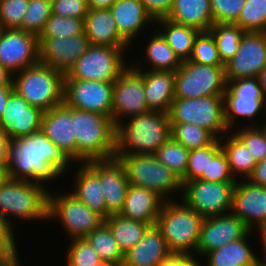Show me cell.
Returning <instances> with one entry per match:
<instances>
[{"label":"cell","instance_id":"obj_33","mask_svg":"<svg viewBox=\"0 0 266 266\" xmlns=\"http://www.w3.org/2000/svg\"><path fill=\"white\" fill-rule=\"evenodd\" d=\"M230 133L219 139L221 149L227 157L234 179L238 181V177H241L248 180L253 174L257 162L244 143L232 131Z\"/></svg>","mask_w":266,"mask_h":266},{"label":"cell","instance_id":"obj_20","mask_svg":"<svg viewBox=\"0 0 266 266\" xmlns=\"http://www.w3.org/2000/svg\"><path fill=\"white\" fill-rule=\"evenodd\" d=\"M43 111L29 105L15 90L9 95L5 111L0 118V130L11 141L41 130Z\"/></svg>","mask_w":266,"mask_h":266},{"label":"cell","instance_id":"obj_1","mask_svg":"<svg viewBox=\"0 0 266 266\" xmlns=\"http://www.w3.org/2000/svg\"><path fill=\"white\" fill-rule=\"evenodd\" d=\"M71 164V165H70ZM73 163L42 130L11 141L7 171L12 179L31 180L42 185L66 175ZM60 176V177H59Z\"/></svg>","mask_w":266,"mask_h":266},{"label":"cell","instance_id":"obj_24","mask_svg":"<svg viewBox=\"0 0 266 266\" xmlns=\"http://www.w3.org/2000/svg\"><path fill=\"white\" fill-rule=\"evenodd\" d=\"M131 64L143 77V85L147 107L151 111L169 113L175 99V72L145 70L141 62ZM142 65V66H141ZM142 67V68H141Z\"/></svg>","mask_w":266,"mask_h":266},{"label":"cell","instance_id":"obj_2","mask_svg":"<svg viewBox=\"0 0 266 266\" xmlns=\"http://www.w3.org/2000/svg\"><path fill=\"white\" fill-rule=\"evenodd\" d=\"M126 120L116 125L115 154H154L171 137L168 113L150 110Z\"/></svg>","mask_w":266,"mask_h":266},{"label":"cell","instance_id":"obj_28","mask_svg":"<svg viewBox=\"0 0 266 266\" xmlns=\"http://www.w3.org/2000/svg\"><path fill=\"white\" fill-rule=\"evenodd\" d=\"M171 252L161 231L151 226L143 238L124 254L123 266H159Z\"/></svg>","mask_w":266,"mask_h":266},{"label":"cell","instance_id":"obj_30","mask_svg":"<svg viewBox=\"0 0 266 266\" xmlns=\"http://www.w3.org/2000/svg\"><path fill=\"white\" fill-rule=\"evenodd\" d=\"M166 18L200 32L209 31L214 24L210 0H175Z\"/></svg>","mask_w":266,"mask_h":266},{"label":"cell","instance_id":"obj_32","mask_svg":"<svg viewBox=\"0 0 266 266\" xmlns=\"http://www.w3.org/2000/svg\"><path fill=\"white\" fill-rule=\"evenodd\" d=\"M155 23L160 26L159 28L163 29L157 28L155 30L162 35L179 60L181 62L189 60L195 39L200 31L189 26L174 23L167 18L157 19Z\"/></svg>","mask_w":266,"mask_h":266},{"label":"cell","instance_id":"obj_13","mask_svg":"<svg viewBox=\"0 0 266 266\" xmlns=\"http://www.w3.org/2000/svg\"><path fill=\"white\" fill-rule=\"evenodd\" d=\"M236 182H211L200 179L182 185L180 198L203 218L231 212L232 191Z\"/></svg>","mask_w":266,"mask_h":266},{"label":"cell","instance_id":"obj_11","mask_svg":"<svg viewBox=\"0 0 266 266\" xmlns=\"http://www.w3.org/2000/svg\"><path fill=\"white\" fill-rule=\"evenodd\" d=\"M227 87L224 66L182 61L175 71V98L224 95Z\"/></svg>","mask_w":266,"mask_h":266},{"label":"cell","instance_id":"obj_63","mask_svg":"<svg viewBox=\"0 0 266 266\" xmlns=\"http://www.w3.org/2000/svg\"><path fill=\"white\" fill-rule=\"evenodd\" d=\"M251 266H266V259L265 258H261L258 259L253 265Z\"/></svg>","mask_w":266,"mask_h":266},{"label":"cell","instance_id":"obj_52","mask_svg":"<svg viewBox=\"0 0 266 266\" xmlns=\"http://www.w3.org/2000/svg\"><path fill=\"white\" fill-rule=\"evenodd\" d=\"M154 20L166 18L175 0H140Z\"/></svg>","mask_w":266,"mask_h":266},{"label":"cell","instance_id":"obj_49","mask_svg":"<svg viewBox=\"0 0 266 266\" xmlns=\"http://www.w3.org/2000/svg\"><path fill=\"white\" fill-rule=\"evenodd\" d=\"M207 166L208 146L189 150L188 165L185 171V182L199 179L202 174H207Z\"/></svg>","mask_w":266,"mask_h":266},{"label":"cell","instance_id":"obj_43","mask_svg":"<svg viewBox=\"0 0 266 266\" xmlns=\"http://www.w3.org/2000/svg\"><path fill=\"white\" fill-rule=\"evenodd\" d=\"M84 33L83 19L51 14L38 38H68Z\"/></svg>","mask_w":266,"mask_h":266},{"label":"cell","instance_id":"obj_40","mask_svg":"<svg viewBox=\"0 0 266 266\" xmlns=\"http://www.w3.org/2000/svg\"><path fill=\"white\" fill-rule=\"evenodd\" d=\"M199 179L211 182H237L231 173L227 157L221 149L219 139H216L208 146L207 174H202Z\"/></svg>","mask_w":266,"mask_h":266},{"label":"cell","instance_id":"obj_26","mask_svg":"<svg viewBox=\"0 0 266 266\" xmlns=\"http://www.w3.org/2000/svg\"><path fill=\"white\" fill-rule=\"evenodd\" d=\"M164 200L154 191L129 184L122 217L156 225Z\"/></svg>","mask_w":266,"mask_h":266},{"label":"cell","instance_id":"obj_47","mask_svg":"<svg viewBox=\"0 0 266 266\" xmlns=\"http://www.w3.org/2000/svg\"><path fill=\"white\" fill-rule=\"evenodd\" d=\"M29 0H0V23L5 29H19Z\"/></svg>","mask_w":266,"mask_h":266},{"label":"cell","instance_id":"obj_27","mask_svg":"<svg viewBox=\"0 0 266 266\" xmlns=\"http://www.w3.org/2000/svg\"><path fill=\"white\" fill-rule=\"evenodd\" d=\"M83 28L91 45L131 47L119 35L110 9H89L83 20Z\"/></svg>","mask_w":266,"mask_h":266},{"label":"cell","instance_id":"obj_16","mask_svg":"<svg viewBox=\"0 0 266 266\" xmlns=\"http://www.w3.org/2000/svg\"><path fill=\"white\" fill-rule=\"evenodd\" d=\"M266 67V32H245L235 55L224 65L226 81L258 77Z\"/></svg>","mask_w":266,"mask_h":266},{"label":"cell","instance_id":"obj_68","mask_svg":"<svg viewBox=\"0 0 266 266\" xmlns=\"http://www.w3.org/2000/svg\"><path fill=\"white\" fill-rule=\"evenodd\" d=\"M0 221H6L2 216H0Z\"/></svg>","mask_w":266,"mask_h":266},{"label":"cell","instance_id":"obj_46","mask_svg":"<svg viewBox=\"0 0 266 266\" xmlns=\"http://www.w3.org/2000/svg\"><path fill=\"white\" fill-rule=\"evenodd\" d=\"M66 253L67 266H96L102 262L98 253L85 238L70 239Z\"/></svg>","mask_w":266,"mask_h":266},{"label":"cell","instance_id":"obj_23","mask_svg":"<svg viewBox=\"0 0 266 266\" xmlns=\"http://www.w3.org/2000/svg\"><path fill=\"white\" fill-rule=\"evenodd\" d=\"M248 231L245 224L231 212L204 218L196 254L203 257L210 251L242 238Z\"/></svg>","mask_w":266,"mask_h":266},{"label":"cell","instance_id":"obj_14","mask_svg":"<svg viewBox=\"0 0 266 266\" xmlns=\"http://www.w3.org/2000/svg\"><path fill=\"white\" fill-rule=\"evenodd\" d=\"M111 119L116 126L123 119L150 111L147 107L143 77L130 64L113 84Z\"/></svg>","mask_w":266,"mask_h":266},{"label":"cell","instance_id":"obj_17","mask_svg":"<svg viewBox=\"0 0 266 266\" xmlns=\"http://www.w3.org/2000/svg\"><path fill=\"white\" fill-rule=\"evenodd\" d=\"M39 62L38 37L20 29H6L0 39V65L12 75Z\"/></svg>","mask_w":266,"mask_h":266},{"label":"cell","instance_id":"obj_18","mask_svg":"<svg viewBox=\"0 0 266 266\" xmlns=\"http://www.w3.org/2000/svg\"><path fill=\"white\" fill-rule=\"evenodd\" d=\"M243 181L238 180L233 187L231 213L249 230H260L266 224V187L249 179Z\"/></svg>","mask_w":266,"mask_h":266},{"label":"cell","instance_id":"obj_4","mask_svg":"<svg viewBox=\"0 0 266 266\" xmlns=\"http://www.w3.org/2000/svg\"><path fill=\"white\" fill-rule=\"evenodd\" d=\"M175 201H164L156 227L161 231L171 253L197 256L199 234L204 218L183 200L179 203Z\"/></svg>","mask_w":266,"mask_h":266},{"label":"cell","instance_id":"obj_36","mask_svg":"<svg viewBox=\"0 0 266 266\" xmlns=\"http://www.w3.org/2000/svg\"><path fill=\"white\" fill-rule=\"evenodd\" d=\"M85 239L98 253L102 262L123 266L124 254L114 239L111 230L104 222L89 233Z\"/></svg>","mask_w":266,"mask_h":266},{"label":"cell","instance_id":"obj_50","mask_svg":"<svg viewBox=\"0 0 266 266\" xmlns=\"http://www.w3.org/2000/svg\"><path fill=\"white\" fill-rule=\"evenodd\" d=\"M52 14L83 19L88 13L87 0H51Z\"/></svg>","mask_w":266,"mask_h":266},{"label":"cell","instance_id":"obj_67","mask_svg":"<svg viewBox=\"0 0 266 266\" xmlns=\"http://www.w3.org/2000/svg\"><path fill=\"white\" fill-rule=\"evenodd\" d=\"M5 30H6L5 27L0 23V39H1Z\"/></svg>","mask_w":266,"mask_h":266},{"label":"cell","instance_id":"obj_34","mask_svg":"<svg viewBox=\"0 0 266 266\" xmlns=\"http://www.w3.org/2000/svg\"><path fill=\"white\" fill-rule=\"evenodd\" d=\"M104 223L111 230L123 254L134 247L152 226L143 221L124 218L120 214L110 215L104 219Z\"/></svg>","mask_w":266,"mask_h":266},{"label":"cell","instance_id":"obj_7","mask_svg":"<svg viewBox=\"0 0 266 266\" xmlns=\"http://www.w3.org/2000/svg\"><path fill=\"white\" fill-rule=\"evenodd\" d=\"M114 157L123 164L129 184L152 190L164 201L172 200L176 191L182 192L181 179L154 154H115Z\"/></svg>","mask_w":266,"mask_h":266},{"label":"cell","instance_id":"obj_8","mask_svg":"<svg viewBox=\"0 0 266 266\" xmlns=\"http://www.w3.org/2000/svg\"><path fill=\"white\" fill-rule=\"evenodd\" d=\"M223 96L175 98L168 113L169 121L194 124L209 131L216 139H220L230 133L224 119Z\"/></svg>","mask_w":266,"mask_h":266},{"label":"cell","instance_id":"obj_29","mask_svg":"<svg viewBox=\"0 0 266 266\" xmlns=\"http://www.w3.org/2000/svg\"><path fill=\"white\" fill-rule=\"evenodd\" d=\"M80 167V168H79ZM75 172L70 191L81 202L106 219V204L99 176L86 164L81 163Z\"/></svg>","mask_w":266,"mask_h":266},{"label":"cell","instance_id":"obj_38","mask_svg":"<svg viewBox=\"0 0 266 266\" xmlns=\"http://www.w3.org/2000/svg\"><path fill=\"white\" fill-rule=\"evenodd\" d=\"M189 150L169 137L154 153L155 157L185 183Z\"/></svg>","mask_w":266,"mask_h":266},{"label":"cell","instance_id":"obj_57","mask_svg":"<svg viewBox=\"0 0 266 266\" xmlns=\"http://www.w3.org/2000/svg\"><path fill=\"white\" fill-rule=\"evenodd\" d=\"M116 0H87L89 9H109Z\"/></svg>","mask_w":266,"mask_h":266},{"label":"cell","instance_id":"obj_51","mask_svg":"<svg viewBox=\"0 0 266 266\" xmlns=\"http://www.w3.org/2000/svg\"><path fill=\"white\" fill-rule=\"evenodd\" d=\"M13 228L6 222L0 221V251L6 254H18Z\"/></svg>","mask_w":266,"mask_h":266},{"label":"cell","instance_id":"obj_31","mask_svg":"<svg viewBox=\"0 0 266 266\" xmlns=\"http://www.w3.org/2000/svg\"><path fill=\"white\" fill-rule=\"evenodd\" d=\"M249 230L242 238L206 253V266H251L259 257L249 245ZM248 240V241H247Z\"/></svg>","mask_w":266,"mask_h":266},{"label":"cell","instance_id":"obj_22","mask_svg":"<svg viewBox=\"0 0 266 266\" xmlns=\"http://www.w3.org/2000/svg\"><path fill=\"white\" fill-rule=\"evenodd\" d=\"M41 130L72 163L77 162L74 108L62 103L48 111H44Z\"/></svg>","mask_w":266,"mask_h":266},{"label":"cell","instance_id":"obj_39","mask_svg":"<svg viewBox=\"0 0 266 266\" xmlns=\"http://www.w3.org/2000/svg\"><path fill=\"white\" fill-rule=\"evenodd\" d=\"M171 137L188 150L211 145L216 138L207 130L194 124L171 123Z\"/></svg>","mask_w":266,"mask_h":266},{"label":"cell","instance_id":"obj_25","mask_svg":"<svg viewBox=\"0 0 266 266\" xmlns=\"http://www.w3.org/2000/svg\"><path fill=\"white\" fill-rule=\"evenodd\" d=\"M109 9L115 19L119 35L130 46L142 30L147 29L148 24L155 25V20L140 0H116Z\"/></svg>","mask_w":266,"mask_h":266},{"label":"cell","instance_id":"obj_9","mask_svg":"<svg viewBox=\"0 0 266 266\" xmlns=\"http://www.w3.org/2000/svg\"><path fill=\"white\" fill-rule=\"evenodd\" d=\"M128 48L90 45L64 76V80L115 82L128 67L124 61Z\"/></svg>","mask_w":266,"mask_h":266},{"label":"cell","instance_id":"obj_58","mask_svg":"<svg viewBox=\"0 0 266 266\" xmlns=\"http://www.w3.org/2000/svg\"><path fill=\"white\" fill-rule=\"evenodd\" d=\"M0 85H13L12 74L0 65Z\"/></svg>","mask_w":266,"mask_h":266},{"label":"cell","instance_id":"obj_5","mask_svg":"<svg viewBox=\"0 0 266 266\" xmlns=\"http://www.w3.org/2000/svg\"><path fill=\"white\" fill-rule=\"evenodd\" d=\"M74 128L78 164L115 156L116 126L111 117L74 109Z\"/></svg>","mask_w":266,"mask_h":266},{"label":"cell","instance_id":"obj_65","mask_svg":"<svg viewBox=\"0 0 266 266\" xmlns=\"http://www.w3.org/2000/svg\"><path fill=\"white\" fill-rule=\"evenodd\" d=\"M96 266H117V265L109 263V262H100Z\"/></svg>","mask_w":266,"mask_h":266},{"label":"cell","instance_id":"obj_64","mask_svg":"<svg viewBox=\"0 0 266 266\" xmlns=\"http://www.w3.org/2000/svg\"><path fill=\"white\" fill-rule=\"evenodd\" d=\"M187 266H203L200 264V262L198 261V259H196V257H194L188 264Z\"/></svg>","mask_w":266,"mask_h":266},{"label":"cell","instance_id":"obj_41","mask_svg":"<svg viewBox=\"0 0 266 266\" xmlns=\"http://www.w3.org/2000/svg\"><path fill=\"white\" fill-rule=\"evenodd\" d=\"M51 14V0H29L19 29L39 37Z\"/></svg>","mask_w":266,"mask_h":266},{"label":"cell","instance_id":"obj_44","mask_svg":"<svg viewBox=\"0 0 266 266\" xmlns=\"http://www.w3.org/2000/svg\"><path fill=\"white\" fill-rule=\"evenodd\" d=\"M250 125L240 129L234 128L235 130H232V132L244 143L258 163L266 157V121L260 126L257 123L256 125Z\"/></svg>","mask_w":266,"mask_h":266},{"label":"cell","instance_id":"obj_37","mask_svg":"<svg viewBox=\"0 0 266 266\" xmlns=\"http://www.w3.org/2000/svg\"><path fill=\"white\" fill-rule=\"evenodd\" d=\"M209 32L215 39L219 58L225 65L235 55L245 31L236 24L216 23L212 25Z\"/></svg>","mask_w":266,"mask_h":266},{"label":"cell","instance_id":"obj_12","mask_svg":"<svg viewBox=\"0 0 266 266\" xmlns=\"http://www.w3.org/2000/svg\"><path fill=\"white\" fill-rule=\"evenodd\" d=\"M226 82L227 87L223 96L224 119L229 131L236 127V118L253 120L254 123V119L261 114L260 112L262 115L266 112V100L258 77H247Z\"/></svg>","mask_w":266,"mask_h":266},{"label":"cell","instance_id":"obj_62","mask_svg":"<svg viewBox=\"0 0 266 266\" xmlns=\"http://www.w3.org/2000/svg\"><path fill=\"white\" fill-rule=\"evenodd\" d=\"M8 178V171L5 166L0 165V184Z\"/></svg>","mask_w":266,"mask_h":266},{"label":"cell","instance_id":"obj_42","mask_svg":"<svg viewBox=\"0 0 266 266\" xmlns=\"http://www.w3.org/2000/svg\"><path fill=\"white\" fill-rule=\"evenodd\" d=\"M234 24L245 32H266V0H246Z\"/></svg>","mask_w":266,"mask_h":266},{"label":"cell","instance_id":"obj_48","mask_svg":"<svg viewBox=\"0 0 266 266\" xmlns=\"http://www.w3.org/2000/svg\"><path fill=\"white\" fill-rule=\"evenodd\" d=\"M246 0H210L214 24H234L241 13Z\"/></svg>","mask_w":266,"mask_h":266},{"label":"cell","instance_id":"obj_56","mask_svg":"<svg viewBox=\"0 0 266 266\" xmlns=\"http://www.w3.org/2000/svg\"><path fill=\"white\" fill-rule=\"evenodd\" d=\"M14 91L13 85H0V118L2 117L9 95Z\"/></svg>","mask_w":266,"mask_h":266},{"label":"cell","instance_id":"obj_15","mask_svg":"<svg viewBox=\"0 0 266 266\" xmlns=\"http://www.w3.org/2000/svg\"><path fill=\"white\" fill-rule=\"evenodd\" d=\"M114 82L64 80L63 103L111 117Z\"/></svg>","mask_w":266,"mask_h":266},{"label":"cell","instance_id":"obj_54","mask_svg":"<svg viewBox=\"0 0 266 266\" xmlns=\"http://www.w3.org/2000/svg\"><path fill=\"white\" fill-rule=\"evenodd\" d=\"M249 180L254 184L266 187V157L256 164Z\"/></svg>","mask_w":266,"mask_h":266},{"label":"cell","instance_id":"obj_19","mask_svg":"<svg viewBox=\"0 0 266 266\" xmlns=\"http://www.w3.org/2000/svg\"><path fill=\"white\" fill-rule=\"evenodd\" d=\"M86 164L99 176L106 204V218L119 214L125 203L129 182L118 158L92 160Z\"/></svg>","mask_w":266,"mask_h":266},{"label":"cell","instance_id":"obj_55","mask_svg":"<svg viewBox=\"0 0 266 266\" xmlns=\"http://www.w3.org/2000/svg\"><path fill=\"white\" fill-rule=\"evenodd\" d=\"M11 143L9 137L0 130V165L5 166L7 165L8 161V148Z\"/></svg>","mask_w":266,"mask_h":266},{"label":"cell","instance_id":"obj_6","mask_svg":"<svg viewBox=\"0 0 266 266\" xmlns=\"http://www.w3.org/2000/svg\"><path fill=\"white\" fill-rule=\"evenodd\" d=\"M64 76L58 70L38 62L13 74L12 83L14 90L29 105L44 112L63 103Z\"/></svg>","mask_w":266,"mask_h":266},{"label":"cell","instance_id":"obj_53","mask_svg":"<svg viewBox=\"0 0 266 266\" xmlns=\"http://www.w3.org/2000/svg\"><path fill=\"white\" fill-rule=\"evenodd\" d=\"M195 256L184 253H170L159 266H187Z\"/></svg>","mask_w":266,"mask_h":266},{"label":"cell","instance_id":"obj_45","mask_svg":"<svg viewBox=\"0 0 266 266\" xmlns=\"http://www.w3.org/2000/svg\"><path fill=\"white\" fill-rule=\"evenodd\" d=\"M189 60L208 66H224L219 58L215 39L209 31L197 35Z\"/></svg>","mask_w":266,"mask_h":266},{"label":"cell","instance_id":"obj_59","mask_svg":"<svg viewBox=\"0 0 266 266\" xmlns=\"http://www.w3.org/2000/svg\"><path fill=\"white\" fill-rule=\"evenodd\" d=\"M19 254H6L0 251V266H9L15 259L19 258Z\"/></svg>","mask_w":266,"mask_h":266},{"label":"cell","instance_id":"obj_60","mask_svg":"<svg viewBox=\"0 0 266 266\" xmlns=\"http://www.w3.org/2000/svg\"><path fill=\"white\" fill-rule=\"evenodd\" d=\"M258 80H259V84L261 86V89H262V93L264 95V98L266 100V67L263 68L260 71V74L258 75Z\"/></svg>","mask_w":266,"mask_h":266},{"label":"cell","instance_id":"obj_10","mask_svg":"<svg viewBox=\"0 0 266 266\" xmlns=\"http://www.w3.org/2000/svg\"><path fill=\"white\" fill-rule=\"evenodd\" d=\"M48 193V220L57 219L70 239L85 238L97 229L104 219L69 193ZM51 218V219H50Z\"/></svg>","mask_w":266,"mask_h":266},{"label":"cell","instance_id":"obj_61","mask_svg":"<svg viewBox=\"0 0 266 266\" xmlns=\"http://www.w3.org/2000/svg\"><path fill=\"white\" fill-rule=\"evenodd\" d=\"M261 234L259 235L262 241V249H263V256H261L262 258L266 259V224L260 229L258 230Z\"/></svg>","mask_w":266,"mask_h":266},{"label":"cell","instance_id":"obj_35","mask_svg":"<svg viewBox=\"0 0 266 266\" xmlns=\"http://www.w3.org/2000/svg\"><path fill=\"white\" fill-rule=\"evenodd\" d=\"M156 34L150 36L151 38L146 40L147 46L145 56L142 59L144 64L148 63L149 70H162V71H173L175 72L180 66L181 61L176 56L172 48L168 45L162 35L155 30Z\"/></svg>","mask_w":266,"mask_h":266},{"label":"cell","instance_id":"obj_21","mask_svg":"<svg viewBox=\"0 0 266 266\" xmlns=\"http://www.w3.org/2000/svg\"><path fill=\"white\" fill-rule=\"evenodd\" d=\"M39 62L66 75L91 45L84 33L68 38H38Z\"/></svg>","mask_w":266,"mask_h":266},{"label":"cell","instance_id":"obj_66","mask_svg":"<svg viewBox=\"0 0 266 266\" xmlns=\"http://www.w3.org/2000/svg\"><path fill=\"white\" fill-rule=\"evenodd\" d=\"M9 266H21L19 259H15Z\"/></svg>","mask_w":266,"mask_h":266},{"label":"cell","instance_id":"obj_3","mask_svg":"<svg viewBox=\"0 0 266 266\" xmlns=\"http://www.w3.org/2000/svg\"><path fill=\"white\" fill-rule=\"evenodd\" d=\"M49 192V188L40 183L8 177L0 184V216L11 227H14L10 221L12 216L19 221H46Z\"/></svg>","mask_w":266,"mask_h":266}]
</instances>
